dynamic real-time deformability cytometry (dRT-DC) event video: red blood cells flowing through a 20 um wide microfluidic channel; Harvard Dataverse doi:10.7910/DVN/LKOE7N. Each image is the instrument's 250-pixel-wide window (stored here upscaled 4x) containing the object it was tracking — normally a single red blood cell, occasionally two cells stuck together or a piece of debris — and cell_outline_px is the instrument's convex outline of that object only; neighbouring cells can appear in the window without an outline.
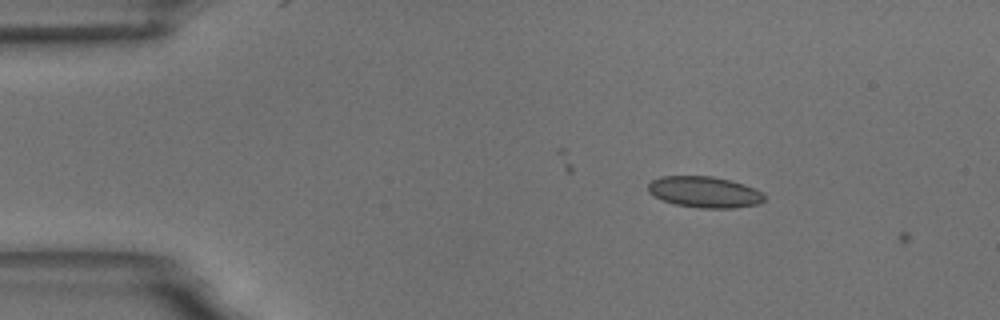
{"species": "common noctule bat (a hibernating species)", "species_latin": "Nyctalus noctula", "temperature_condition": "room temperature", "stored_images_in_passage": 4, "camera_frame_rate_fps": 3000, "um_per_image_px": 0.085, "animal": {"sex": "male", "body_mass_g": 18.8}, "frame": {"image": 1, "passage_image": 3, "time_ms": 0.667, "image_size_px": [1000, 320], "cell_outline_px": [[764, 200], [760, 204], [732, 208], [700, 208], [676, 204], [664, 200], [648, 192], [648, 184], [652, 180], [660, 176], [712, 176], [744, 184], [764, 192]], "centroid_in_image_um": [59.91, 16.32], "position_along_channel_um": 25.1, "area_um2": 21.04}}